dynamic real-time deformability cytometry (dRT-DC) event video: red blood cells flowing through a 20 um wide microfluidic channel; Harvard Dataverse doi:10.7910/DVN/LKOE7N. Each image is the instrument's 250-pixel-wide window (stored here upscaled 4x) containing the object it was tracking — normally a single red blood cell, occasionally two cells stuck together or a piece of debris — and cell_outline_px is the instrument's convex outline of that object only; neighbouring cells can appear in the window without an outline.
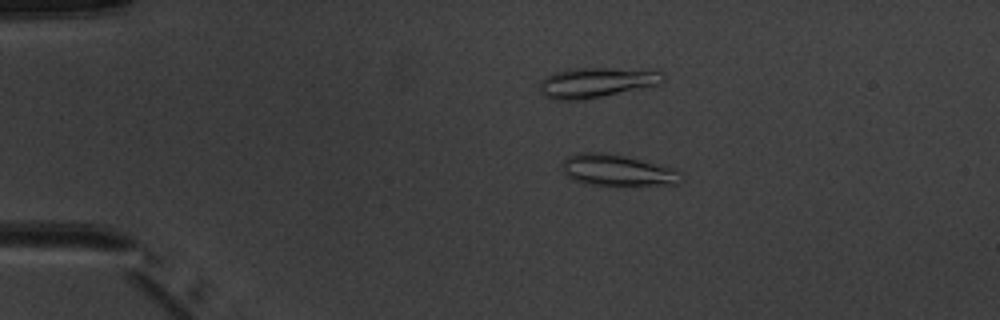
{"species": "common noctule bat (a hibernating species)", "species_latin": "Nyctalus noctula", "temperature_condition": "warm", "stored_images_in_passage": 5, "camera_frame_rate_fps": 3000, "um_per_image_px": 0.085, "animal": {"sex": "male", "body_mass_g": 20.1, "forearm_length_mm": 53.5}, "frame": {"image": 1, "passage_image": 3, "time_ms": 2.333, "image_size_px": [1000, 320], "cell_outline_px": [[684, 180], [676, 184], [624, 188], [584, 184], [572, 180], [560, 168], [564, 160], [568, 156], [576, 152], [604, 152], [624, 156], [672, 168], [680, 172]], "centroid_in_image_um": [52.46, 14.53], "position_along_channel_um": 32.5, "area_um2": 22.72}}